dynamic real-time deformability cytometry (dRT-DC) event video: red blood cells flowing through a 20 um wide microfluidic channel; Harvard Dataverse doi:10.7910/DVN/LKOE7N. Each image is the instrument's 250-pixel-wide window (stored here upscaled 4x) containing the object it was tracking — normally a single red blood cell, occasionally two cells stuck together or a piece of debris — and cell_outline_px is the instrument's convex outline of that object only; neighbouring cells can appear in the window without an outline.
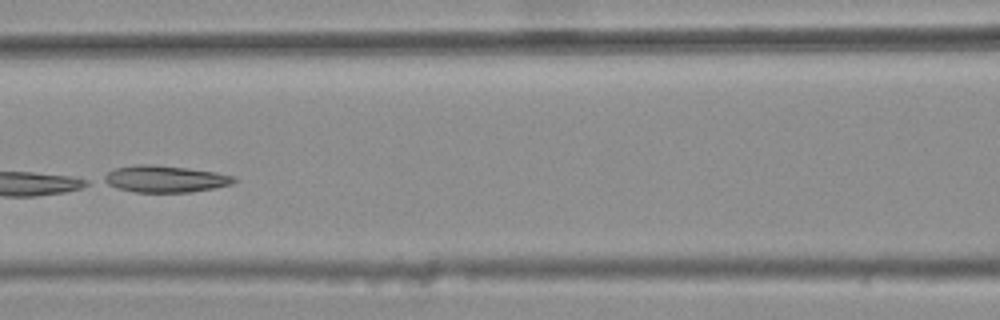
{"species": "common noctule bat (a hibernating species)", "species_latin": "Nyctalus noctula", "temperature_condition": "warm", "stored_images_in_passage": 7, "camera_frame_rate_fps": 3000, "um_per_image_px": 0.085, "animal": {"sex": "female", "body_mass_g": 25.1}, "frame": {"image": 1, "passage_image": 6, "time_ms": 1.667, "image_size_px": [1000, 320], "cell_outline_px": [[236, 180], [232, 184], [216, 188], [192, 192], [136, 192], [116, 188], [96, 180], [108, 172], [116, 168], [136, 164], [152, 164], [188, 168], [216, 172], [236, 176]], "centroid_in_image_um": [13.98, 15.21], "position_along_channel_um": 152.6, "area_um2": 20.69}}